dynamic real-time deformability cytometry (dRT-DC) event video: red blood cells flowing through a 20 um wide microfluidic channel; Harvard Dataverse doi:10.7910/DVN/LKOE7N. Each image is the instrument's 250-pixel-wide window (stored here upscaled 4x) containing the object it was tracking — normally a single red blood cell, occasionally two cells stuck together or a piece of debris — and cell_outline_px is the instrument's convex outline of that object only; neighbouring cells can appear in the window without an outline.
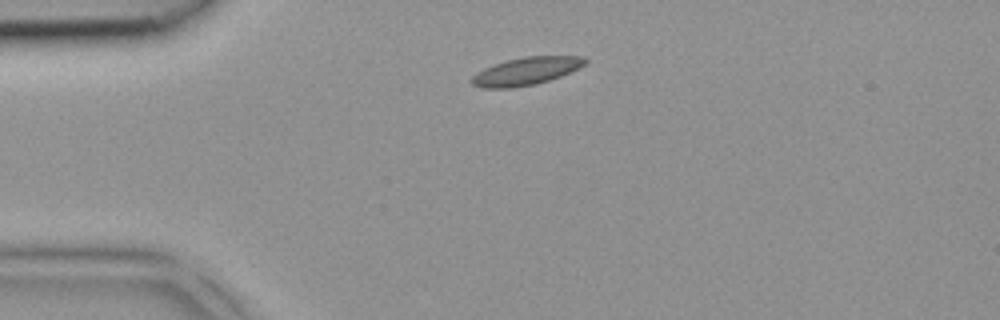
{"species": "common noctule bat (a hibernating species)", "species_latin": "Nyctalus noctula", "temperature_condition": "room temperature", "stored_images_in_passage": 3, "camera_frame_rate_fps": 3000, "um_per_image_px": 0.085, "animal": {"sex": "female", "body_mass_g": 18.4}, "frame": {"image": 1, "passage_image": 1, "time_ms": 0.0, "image_size_px": [1000, 320], "cell_outline_px": [[588, 60], [584, 64], [560, 76], [536, 84], [512, 88], [484, 88], [472, 84], [472, 76], [476, 72], [484, 68], [508, 60], [524, 56], [584, 56]], "centroid_in_image_um": [44.7, 6.05], "position_along_channel_um": 40.3, "area_um2": 18.03}}
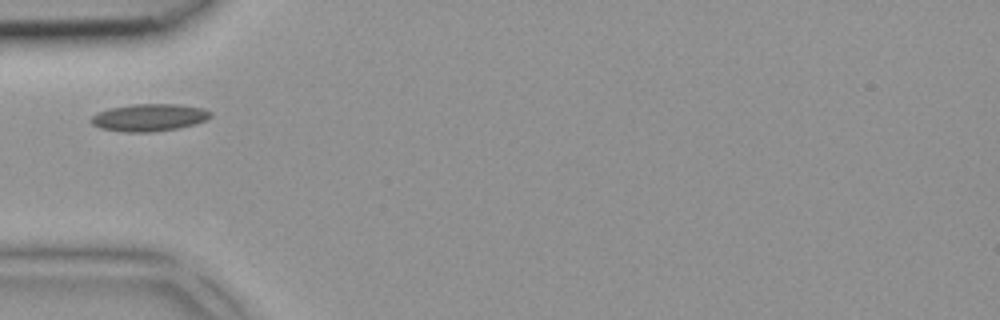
{"frame": {"image": 2, "passage_image": 2, "time_ms": 0.333, "image_size_px": [1000, 320], "cell_outline_px": [[212, 116], [208, 120], [196, 124], [176, 128], [152, 132], [124, 132], [100, 128], [92, 124], [88, 120], [96, 112], [108, 108], [132, 104], [180, 104], [204, 108], [212, 112]], "centroid_in_image_um": [12.68, 9.98], "position_along_channel_um": 72.3, "area_um2": 19.36}}